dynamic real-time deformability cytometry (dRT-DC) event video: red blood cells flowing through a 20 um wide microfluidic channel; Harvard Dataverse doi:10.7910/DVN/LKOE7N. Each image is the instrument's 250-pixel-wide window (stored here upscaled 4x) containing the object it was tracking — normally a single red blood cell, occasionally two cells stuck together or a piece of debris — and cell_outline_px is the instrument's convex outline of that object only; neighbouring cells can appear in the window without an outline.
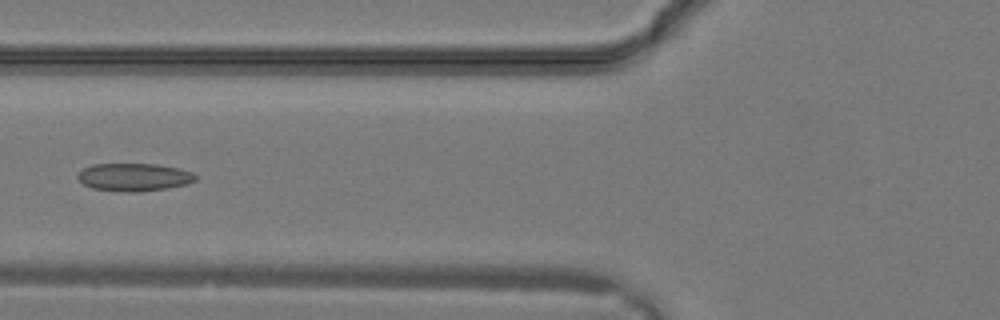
{"species": "common noctule bat (a hibernating species)", "species_latin": "Nyctalus noctula", "temperature_condition": "warm", "stored_images_in_passage": 16, "camera_frame_rate_fps": 3000, "um_per_image_px": 0.085, "animal": {"sex": "male", "body_mass_g": 19.2, "forearm_length_mm": 51.8}, "frame": {"image": 1, "passage_image": 10, "time_ms": 3.0, "image_size_px": [1000, 320], "cell_outline_px": [[196, 180], [188, 184], [168, 188], [136, 192], [128, 192], [92, 188], [84, 184], [76, 176], [84, 168], [92, 164], [156, 164], [180, 168], [192, 172], [196, 176]], "centroid_in_image_um": [11.42, 15.05], "position_along_channel_um": 114.4, "area_um2": 19.07}}
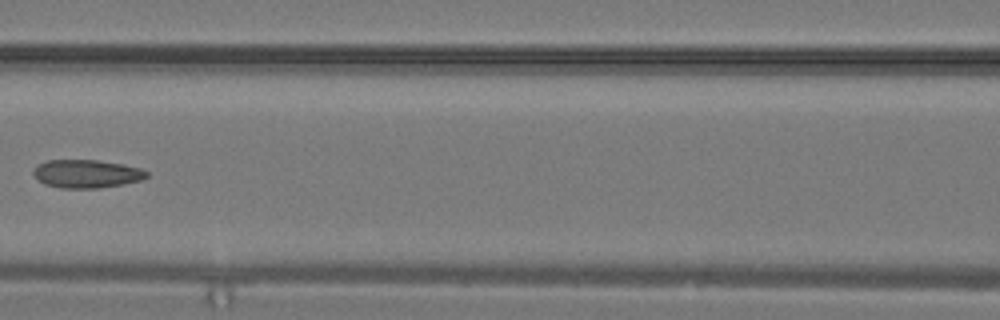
{"frame": {"image": 2, "passage_image": 12, "time_ms": 3.667, "image_size_px": [1000, 320], "cell_outline_px": [[148, 176], [140, 180], [100, 188], [60, 188], [44, 184], [32, 172], [36, 164], [48, 160], [96, 160], [124, 164], [140, 168], [148, 172]], "centroid_in_image_um": [7.34, 14.76], "position_along_channel_um": 159.3, "area_um2": 18.55}}
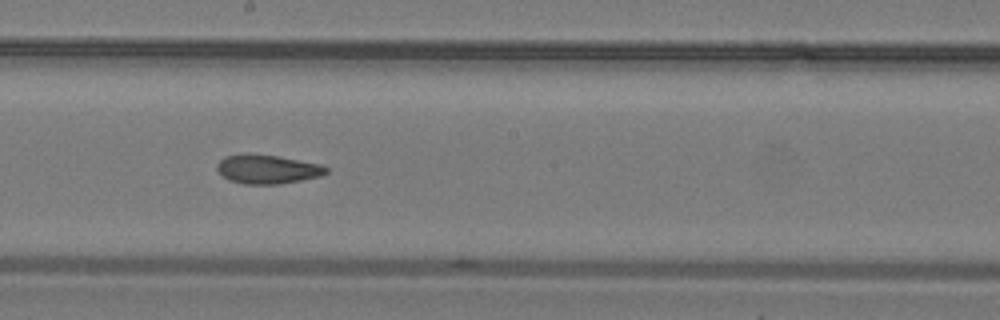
{"frame": {"image": 3, "passage_image": 15, "time_ms": 4.667, "image_size_px": [1000, 320], "cell_outline_px": [[328, 172], [320, 176], [280, 184], [244, 184], [228, 180], [216, 168], [216, 164], [224, 156], [248, 152], [276, 156], [320, 164], [328, 168]], "centroid_in_image_um": [22.69, 14.37], "position_along_channel_um": 225.5, "area_um2": 18.5}}